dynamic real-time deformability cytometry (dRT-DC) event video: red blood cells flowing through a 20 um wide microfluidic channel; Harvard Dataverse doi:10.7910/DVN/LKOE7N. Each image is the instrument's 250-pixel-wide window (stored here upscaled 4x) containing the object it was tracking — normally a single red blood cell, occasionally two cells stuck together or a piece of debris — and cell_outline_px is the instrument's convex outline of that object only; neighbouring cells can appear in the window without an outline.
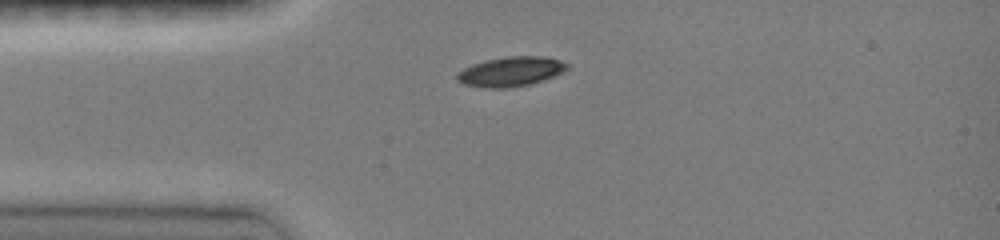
{"species": "common noctule bat (a hibernating species)", "species_latin": "Nyctalus noctula", "temperature_condition": "room temperature", "stored_images_in_passage": 33, "camera_frame_rate_fps": 3000, "um_per_image_px": 0.085, "animal": {"sex": "female", "body_mass_g": 19.0, "forearm_length_mm": 51.5}, "frame": {"image": 1, "passage_image": 1, "time_ms": 0.0, "image_size_px": [1000, 240], "cell_outline_px": [[568, 68], [564, 72], [544, 80], [532, 84], [508, 88], [484, 88], [464, 84], [456, 80], [456, 72], [472, 64], [484, 60], [504, 56], [544, 56], [560, 60], [568, 64]], "centroid_in_image_um": [43.4, 6.08], "position_along_channel_um": 41.6, "area_um2": 19.36}}
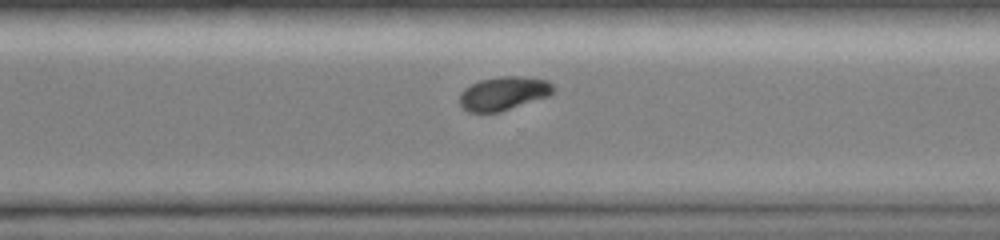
{"frame": {"image": 2, "passage_image": 23, "time_ms": 7.333, "image_size_px": [1000, 240], "cell_outline_px": [[552, 92], [548, 96], [500, 112], [468, 112], [460, 104], [460, 92], [464, 88], [480, 80], [500, 76], [524, 76], [548, 80], [552, 84]], "centroid_in_image_um": [42.78, 7.93], "position_along_channel_um": 327.8, "area_um2": 18.26}}
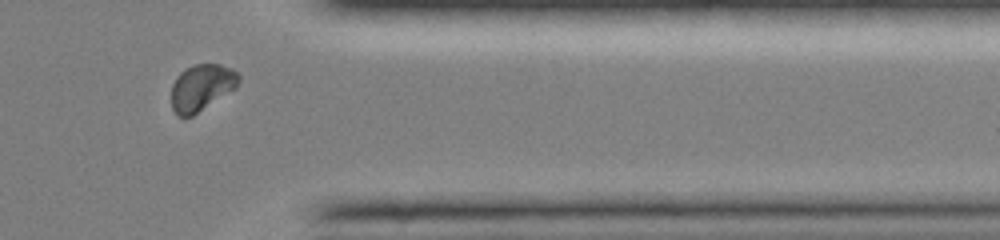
{"frame": {"image": 3, "passage_image": 28, "time_ms": 9.0, "image_size_px": [1000, 240], "cell_outline_px": [[240, 80], [236, 88], [192, 116], [176, 116], [172, 108], [172, 84], [176, 76], [184, 68], [192, 64], [220, 64], [232, 68], [240, 76]], "centroid_in_image_um": [17.13, 7.42], "position_along_channel_um": 394.3, "area_um2": 18.38}, "authors_computed_cell_mechanics": {"area_um2": 19.363, "velocity_mm_per_s": 4.1149, "shape_relaxation_time_tau1_ms": 3.3795, "shape_relaxation_time_tau2_ms": null, "deformation_change_tau1": 0.1372, "deformation_change_tau2": null}}